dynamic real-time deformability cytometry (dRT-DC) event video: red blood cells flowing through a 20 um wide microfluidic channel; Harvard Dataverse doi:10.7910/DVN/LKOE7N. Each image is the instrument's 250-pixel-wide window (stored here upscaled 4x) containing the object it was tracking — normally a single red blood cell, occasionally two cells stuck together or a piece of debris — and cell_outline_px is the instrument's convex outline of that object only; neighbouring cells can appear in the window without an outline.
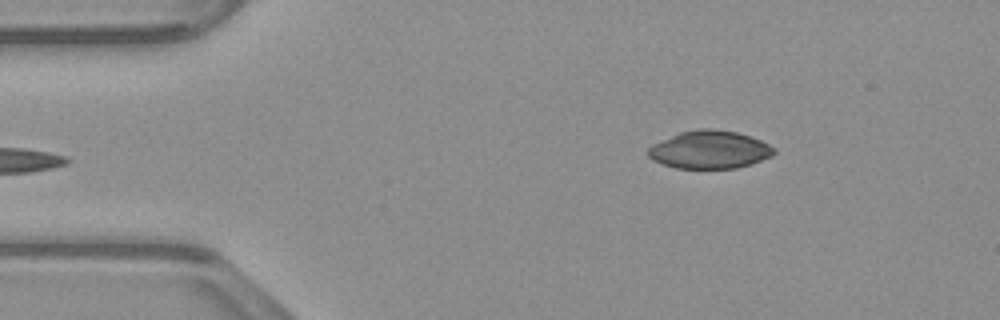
{"species": "common noctule bat (a hibernating species)", "species_latin": "Nyctalus noctula", "temperature_condition": "warm", "stored_images_in_passage": 37, "camera_frame_rate_fps": 3000, "um_per_image_px": 0.085, "animal": {"sex": "male", "body_mass_g": 23.1, "forearm_length_mm": 52.7}, "frame": {"image": 1, "passage_image": 1, "time_ms": 0.0, "image_size_px": [1000, 320], "cell_outline_px": [[776, 152], [772, 156], [752, 164], [736, 168], [676, 168], [652, 160], [648, 156], [648, 148], [652, 144], [680, 132], [696, 128], [716, 128], [736, 132], [752, 136], [776, 148]], "centroid_in_image_um": [60.34, 12.71], "position_along_channel_um": 24.7, "area_um2": 28.03}}
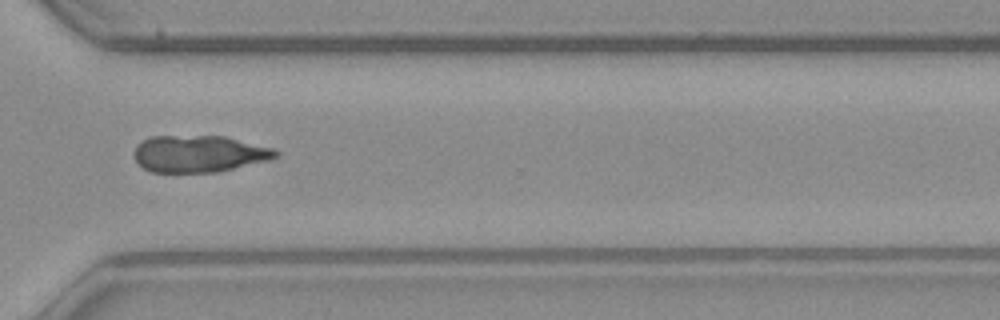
{"frame": {"image": 2, "passage_image": 31, "time_ms": 10.0, "image_size_px": [1000, 320], "cell_outline_px": [[280, 156], [268, 160], [216, 172], [152, 172], [144, 168], [136, 160], [136, 144], [152, 136], [224, 136], [272, 148], [280, 152]], "centroid_in_image_um": [16.94, 13.07], "position_along_channel_um": 353.7, "area_um2": 30.06}}
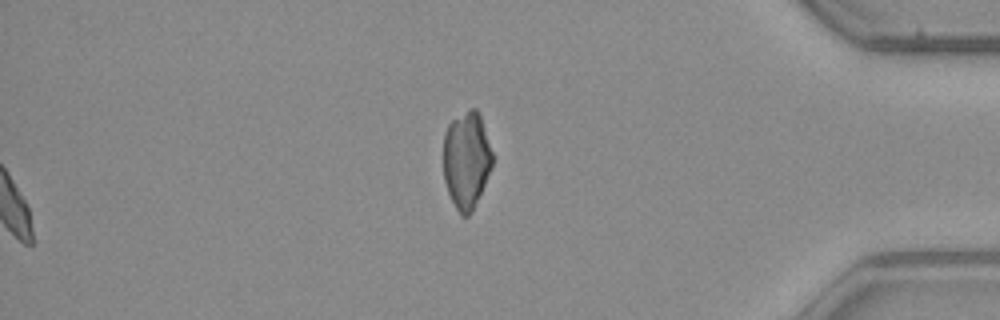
{"frame": {"image": 3, "passage_image": 37, "time_ms": 12.0, "image_size_px": [1000, 320], "cell_outline_px": [[492, 168], [472, 212], [468, 216], [460, 216], [448, 192], [444, 180], [444, 132], [448, 124], [452, 120], [468, 108], [476, 108], [480, 112], [492, 152]], "centroid_in_image_um": [39.65, 13.58], "position_along_channel_um": 395.5, "area_um2": 27.92}}